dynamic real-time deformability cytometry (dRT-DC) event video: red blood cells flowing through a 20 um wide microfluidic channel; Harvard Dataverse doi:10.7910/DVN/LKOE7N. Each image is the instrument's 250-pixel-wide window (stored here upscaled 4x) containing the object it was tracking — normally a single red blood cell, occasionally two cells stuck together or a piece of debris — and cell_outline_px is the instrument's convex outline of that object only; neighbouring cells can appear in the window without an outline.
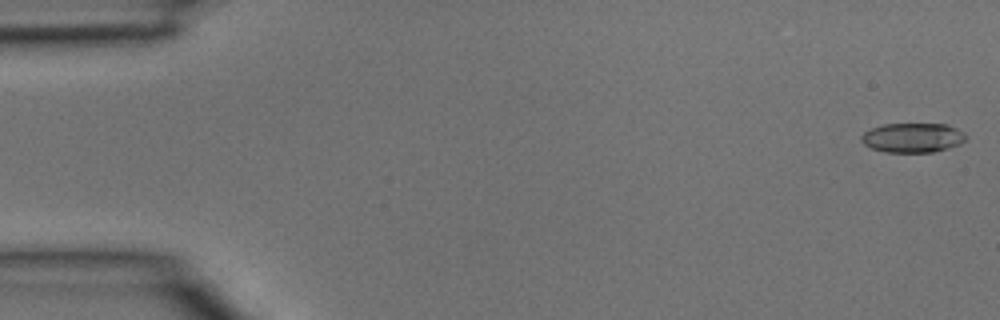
{"species": "common noctule bat (a hibernating species)", "species_latin": "Nyctalus noctula", "temperature_condition": "room temperature", "stored_images_in_passage": 41, "camera_frame_rate_fps": 3000, "um_per_image_px": 0.085, "animal": {"sex": "male", "body_mass_g": 15.6}, "frame": {"image": 1, "passage_image": 1, "time_ms": 0.0, "image_size_px": [1000, 320], "cell_outline_px": [[968, 136], [960, 144], [948, 148], [932, 152], [888, 152], [872, 148], [864, 144], [860, 140], [860, 136], [864, 132], [872, 128], [884, 124], [948, 124], [964, 132]], "centroid_in_image_um": [77.59, 11.7], "position_along_channel_um": 7.4, "area_um2": 17.98}}
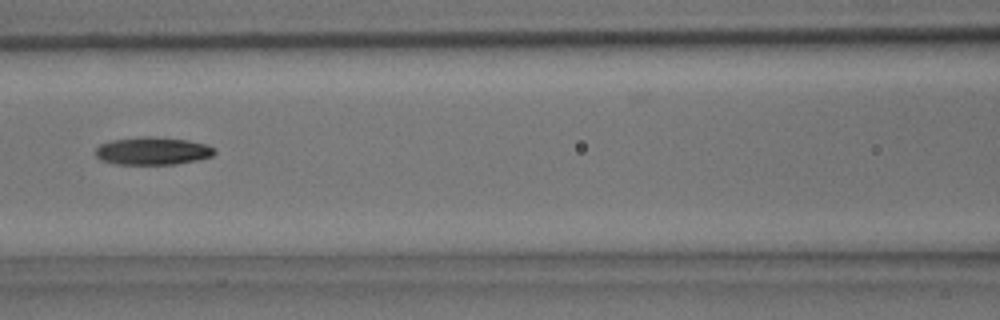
{"frame": {"image": 2, "passage_image": 18, "time_ms": 5.667, "image_size_px": [1000, 320], "cell_outline_px": [[216, 152], [212, 156], [196, 160], [176, 164], [116, 164], [100, 160], [96, 156], [96, 148], [100, 144], [112, 140], [148, 136], [188, 140], [204, 144], [212, 148]], "centroid_in_image_um": [12.94, 12.84], "position_along_channel_um": 153.7, "area_um2": 19.02}}
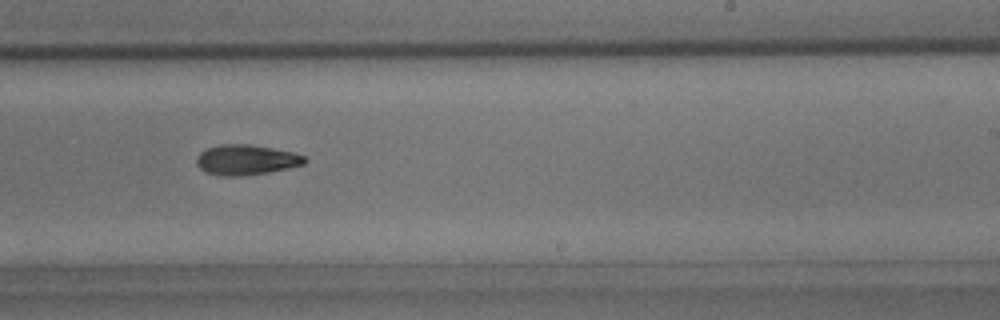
{"frame": {"image": 3, "passage_image": 25, "time_ms": 8.0, "image_size_px": [1000, 320], "cell_outline_px": [[308, 160], [304, 164], [288, 168], [268, 172], [240, 176], [224, 176], [208, 172], [200, 168], [196, 164], [196, 156], [200, 152], [208, 148], [220, 144], [248, 144], [272, 148], [292, 152], [304, 156]], "centroid_in_image_um": [20.92, 13.58], "position_along_channel_um": 268.1, "area_um2": 18.9}}